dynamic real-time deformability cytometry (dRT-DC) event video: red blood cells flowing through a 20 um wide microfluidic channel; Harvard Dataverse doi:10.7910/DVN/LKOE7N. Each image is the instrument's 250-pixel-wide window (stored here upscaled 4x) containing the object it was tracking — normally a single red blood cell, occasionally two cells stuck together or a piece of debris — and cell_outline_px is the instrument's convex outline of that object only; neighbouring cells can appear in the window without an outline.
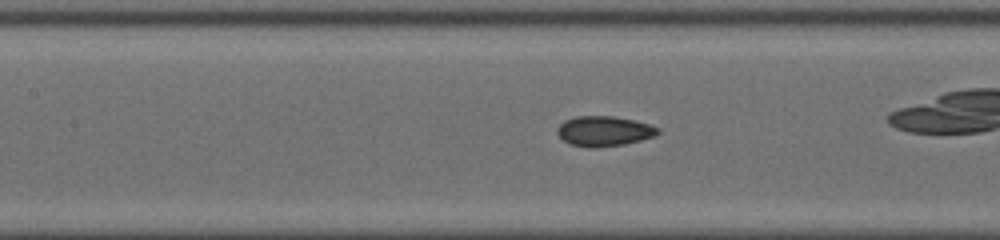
{"species": "common noctule bat (a hibernating species)", "species_latin": "Nyctalus noctula", "temperature_condition": "cold", "stored_images_in_passage": 35, "camera_frame_rate_fps": 3000, "um_per_image_px": 0.085, "animal": {"sex": "male", "body_mass_g": 19.0, "forearm_length_mm": 50.8}, "frame": {"image": 1, "passage_image": 16, "time_ms": 5.0, "image_size_px": [1000, 240], "cell_outline_px": [[660, 132], [652, 136], [640, 140], [624, 144], [596, 148], [588, 148], [572, 144], [564, 140], [556, 132], [560, 124], [564, 120], [576, 116], [612, 116], [632, 120], [648, 124], [660, 128]], "centroid_in_image_um": [51.32, 11.14], "position_along_channel_um": 156.1, "area_um2": 17.46}}